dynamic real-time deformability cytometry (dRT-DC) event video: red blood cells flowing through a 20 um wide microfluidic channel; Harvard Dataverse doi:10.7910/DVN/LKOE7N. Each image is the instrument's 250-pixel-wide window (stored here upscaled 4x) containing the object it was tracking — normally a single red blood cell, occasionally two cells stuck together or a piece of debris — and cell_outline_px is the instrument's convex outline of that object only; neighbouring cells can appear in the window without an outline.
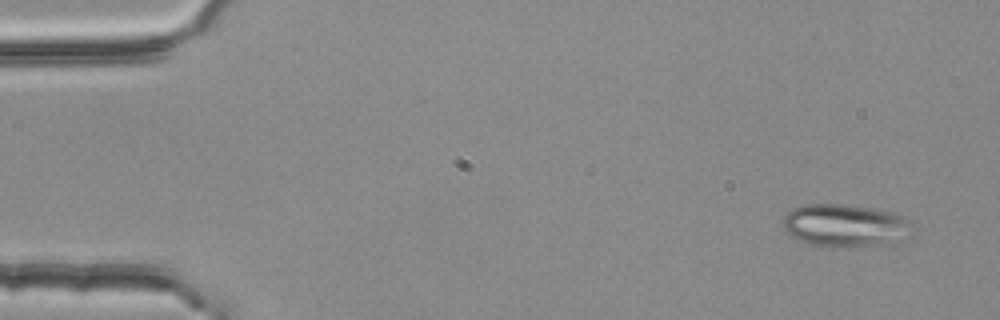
{"species": "common noctule bat (a hibernating species)", "species_latin": "Nyctalus noctula", "temperature_condition": "room temperature", "stored_images_in_passage": 5, "camera_frame_rate_fps": 3000, "um_per_image_px": 0.085, "animal": {"sex": "female", "body_mass_g": 25.1}, "frame": {"image": 1, "passage_image": 5, "time_ms": 1.333, "image_size_px": [1000, 320], "cell_outline_px": [[912, 236], [908, 240], [848, 248], [832, 248], [812, 244], [800, 240], [792, 236], [784, 228], [784, 216], [792, 208], [804, 204], [840, 204], [872, 208], [896, 212], [908, 216], [912, 224]], "centroid_in_image_um": [71.94, 19.17], "position_along_channel_um": 13.1, "area_um2": 32.89}}